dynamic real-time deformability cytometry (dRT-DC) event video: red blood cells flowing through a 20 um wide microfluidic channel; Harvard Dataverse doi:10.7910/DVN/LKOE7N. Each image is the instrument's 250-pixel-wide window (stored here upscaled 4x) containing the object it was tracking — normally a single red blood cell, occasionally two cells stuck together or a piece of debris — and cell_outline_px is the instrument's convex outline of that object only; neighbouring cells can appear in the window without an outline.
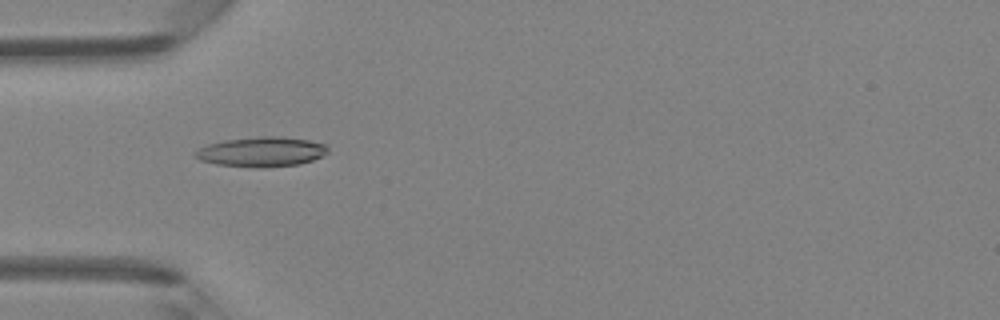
{"species": "Egyptian fruit bat (a non-hibernating species)", "species_latin": "Rousettus aegyptiacus", "temperature_condition": "room temperature", "stored_images_in_passage": 37, "camera_frame_rate_fps": 3000, "um_per_image_px": 0.085, "animal": {"sex": "female"}, "frame": {"image": 1, "passage_image": 5, "time_ms": 1.333, "image_size_px": [1000, 320], "cell_outline_px": [[328, 152], [312, 160], [300, 164], [264, 168], [256, 168], [216, 164], [200, 160], [192, 156], [192, 152], [208, 144], [224, 140], [260, 136], [280, 136], [308, 140], [328, 144]], "centroid_in_image_um": [22.21, 12.9], "position_along_channel_um": 62.8, "area_um2": 23.29}}
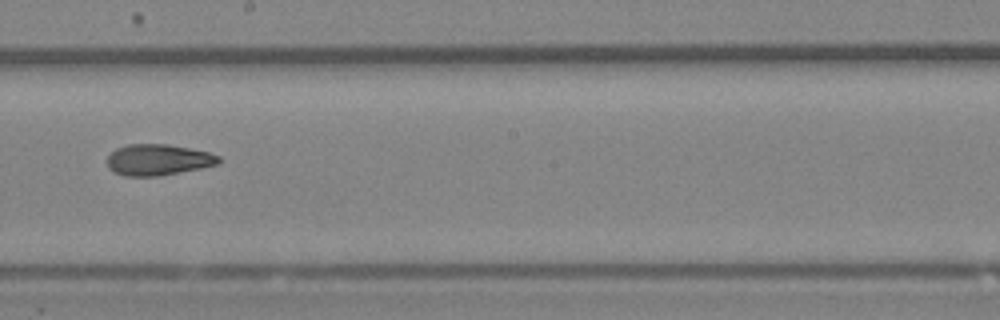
{"frame": {"image": 2, "passage_image": 17, "time_ms": 5.333, "image_size_px": [1000, 320], "cell_outline_px": [[220, 160], [216, 164], [200, 168], [160, 176], [124, 176], [112, 172], [108, 168], [108, 156], [116, 148], [128, 144], [168, 144], [208, 152], [220, 156]], "centroid_in_image_um": [13.4, 13.58], "position_along_channel_um": 234.8, "area_um2": 20.17}}
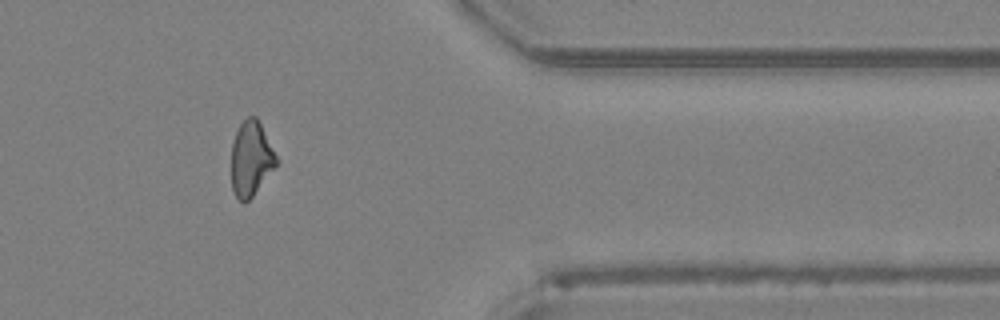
{"frame": {"image": 3, "passage_image": 29, "time_ms": 9.333, "image_size_px": [1000, 320], "cell_outline_px": [[280, 160], [252, 196], [244, 204], [236, 196], [232, 188], [232, 144], [236, 132], [240, 124], [248, 116], [256, 116]], "centroid_in_image_um": [21.35, 13.47], "position_along_channel_um": 390.1, "area_um2": 19.42}, "authors_computed_cell_mechanics": {"area_um2": 20.4034, "velocity_mm_per_s": 4.3468, "shape_relaxation_time_tau1_ms": null, "shape_relaxation_time_tau2_ms": 3.2673, "deformation_change_tau1": null, "deformation_change_tau2": 0.1119}}